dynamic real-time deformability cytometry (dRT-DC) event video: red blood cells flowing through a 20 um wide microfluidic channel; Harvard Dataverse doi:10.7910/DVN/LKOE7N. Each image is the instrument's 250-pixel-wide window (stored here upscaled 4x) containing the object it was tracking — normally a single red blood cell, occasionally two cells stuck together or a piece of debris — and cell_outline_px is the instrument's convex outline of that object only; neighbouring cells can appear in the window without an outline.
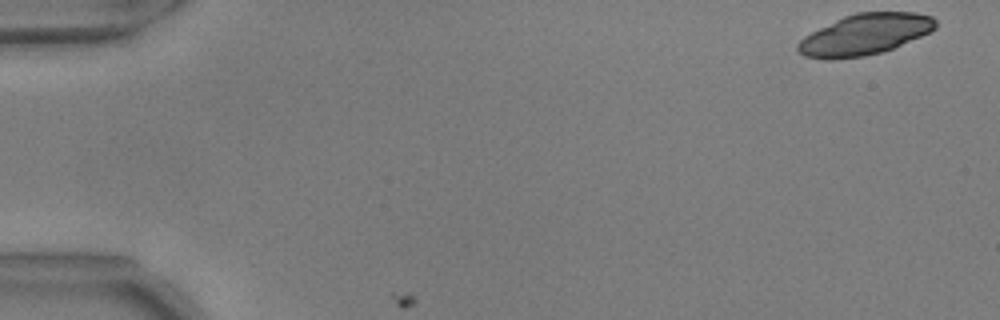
{"species": "common noctule bat (a hibernating species)", "species_latin": "Nyctalus noctula", "temperature_condition": "warm", "stored_images_in_passage": 4, "camera_frame_rate_fps": 3000, "um_per_image_px": 0.085, "animal": {"sex": "male", "body_mass_g": 17.9, "forearm_length_mm": 54.2}, "frame": {"image": 1, "passage_image": 1, "time_ms": 0.0, "image_size_px": [1000, 320], "cell_outline_px": [[936, 28], [932, 32], [884, 52], [864, 56], [832, 60], [824, 60], [804, 56], [796, 48], [796, 44], [804, 36], [844, 16], [856, 12], [916, 12], [932, 16], [936, 20]], "centroid_in_image_um": [73.53, 2.94], "position_along_channel_um": 11.5, "area_um2": 33.12}}